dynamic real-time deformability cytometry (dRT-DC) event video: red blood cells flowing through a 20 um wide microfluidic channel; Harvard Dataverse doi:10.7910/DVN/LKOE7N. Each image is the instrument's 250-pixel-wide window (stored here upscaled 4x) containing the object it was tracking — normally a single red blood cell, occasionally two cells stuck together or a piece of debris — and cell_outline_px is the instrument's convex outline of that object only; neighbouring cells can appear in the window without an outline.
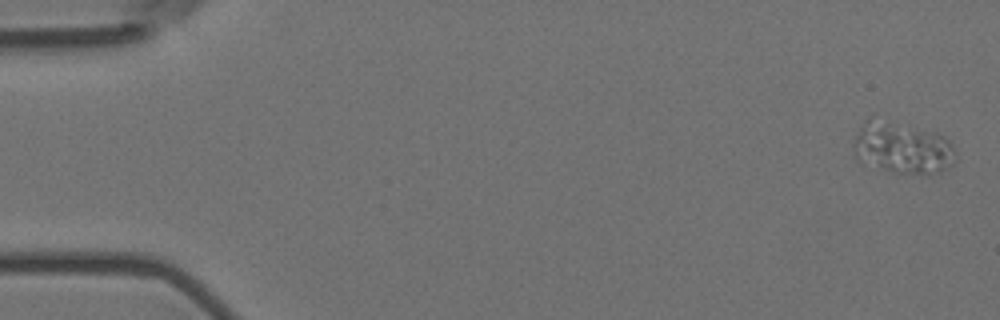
{"species": "Egyptian fruit bat (a non-hibernating species)", "species_latin": "Rousettus aegyptiacus", "temperature_condition": "room temperature", "stored_images_in_passage": 5, "camera_frame_rate_fps": 3000, "um_per_image_px": 0.085, "animal": {"sex": "female"}, "frame": {"image": 1, "passage_image": 1, "time_ms": 0.0, "image_size_px": [1000, 320], "cell_outline_px": [[956, 160], [948, 168], [940, 172], [924, 176], [896, 172], [864, 164], [856, 160], [852, 144], [860, 128], [872, 112], [936, 132], [944, 136], [952, 144], [956, 152]], "centroid_in_image_um": [76.68, 12.5], "position_along_channel_um": 8.3, "area_um2": 32.43}}